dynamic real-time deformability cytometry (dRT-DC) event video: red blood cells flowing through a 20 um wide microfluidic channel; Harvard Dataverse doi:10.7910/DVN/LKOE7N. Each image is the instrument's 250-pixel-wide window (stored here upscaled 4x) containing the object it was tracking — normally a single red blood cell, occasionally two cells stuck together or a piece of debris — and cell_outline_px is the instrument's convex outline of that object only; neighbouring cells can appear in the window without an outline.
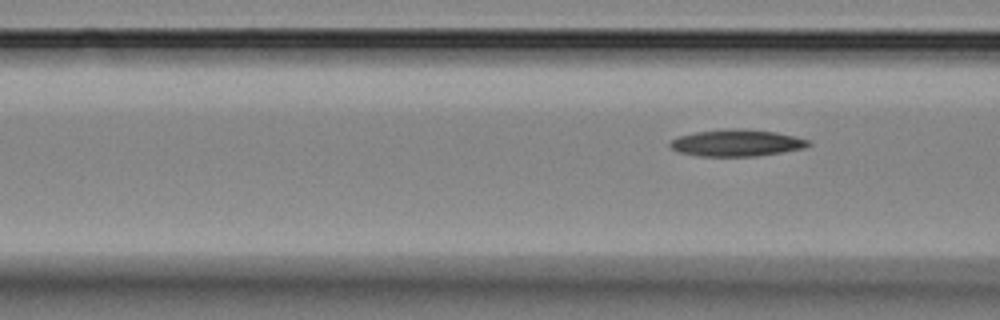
{"species": "Egyptian fruit bat (a non-hibernating species)", "species_latin": "Rousettus aegyptiacus", "temperature_condition": "room temperature", "stored_images_in_passage": 6, "segment_of_instrument_passage": [2, 2], "camera_frame_rate_fps": 3000, "um_per_image_px": 0.085, "animal": {"sex": "female"}, "frame": {"image": 1, "passage_image": 6, "time_ms": 5.667, "image_size_px": [1000, 320], "cell_outline_px": [[812, 144], [804, 148], [756, 156], [700, 156], [680, 152], [672, 148], [668, 144], [672, 140], [680, 136], [696, 132], [724, 128], [740, 128], [776, 132], [808, 140]], "centroid_in_image_um": [62.61, 12.14], "position_along_channel_um": 104.0, "area_um2": 21.39}}